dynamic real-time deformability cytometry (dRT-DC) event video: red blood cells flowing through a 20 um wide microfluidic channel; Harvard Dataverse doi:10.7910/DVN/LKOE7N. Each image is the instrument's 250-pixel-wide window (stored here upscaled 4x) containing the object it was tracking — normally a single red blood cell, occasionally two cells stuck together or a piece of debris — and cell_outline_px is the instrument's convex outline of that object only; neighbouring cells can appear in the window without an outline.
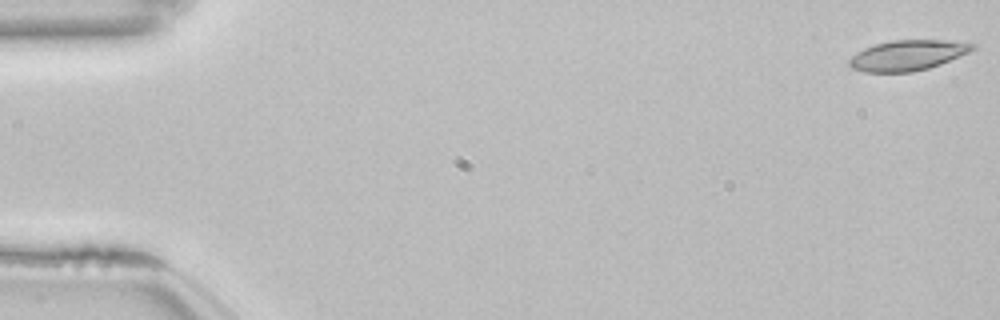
{"species": "common noctule bat (a hibernating species)", "species_latin": "Nyctalus noctula", "temperature_condition": "room temperature", "stored_images_in_passage": 54, "camera_frame_rate_fps": 3000, "um_per_image_px": 0.085, "animal": {"sex": "female", "body_mass_g": 22.7, "forearm_length_mm": 54.2}, "frame": {"image": 1, "passage_image": 1, "time_ms": 0.0, "image_size_px": [1000, 320], "cell_outline_px": [[976, 48], [968, 52], [940, 64], [928, 68], [912, 72], [864, 72], [852, 68], [848, 64], [848, 60], [856, 52], [864, 48], [876, 44], [892, 40], [940, 40], [976, 44]], "centroid_in_image_um": [77.1, 4.7], "position_along_channel_um": 7.9, "area_um2": 21.62}}
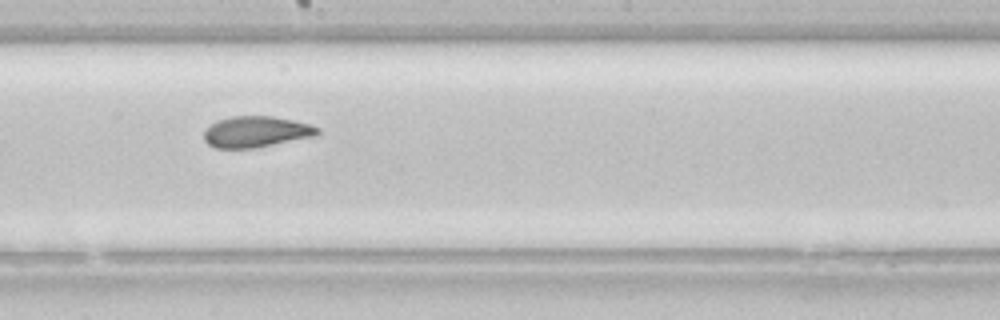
{"frame": {"image": 2, "passage_image": 30, "time_ms": 9.667, "image_size_px": [1000, 320], "cell_outline_px": [[320, 132], [316, 136], [252, 148], [216, 148], [208, 144], [204, 140], [204, 132], [216, 120], [232, 116], [272, 116], [292, 120], [308, 124], [320, 128]], "centroid_in_image_um": [21.76, 11.2], "position_along_channel_um": 226.4, "area_um2": 20.4}}
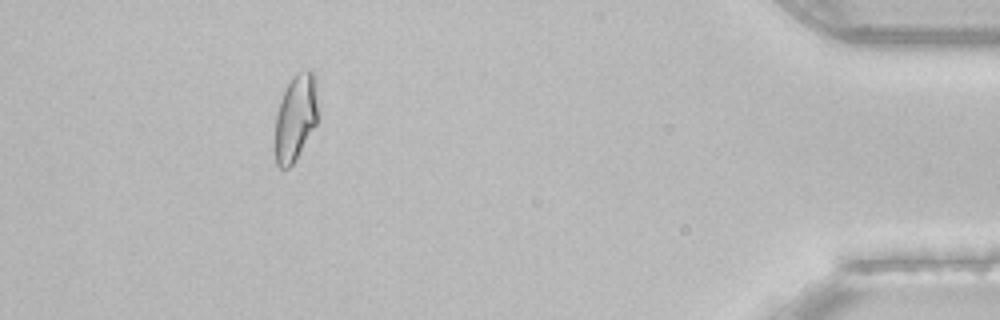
{"frame": {"image": 3, "passage_image": 49, "time_ms": 16.0, "image_size_px": [1000, 320], "cell_outline_px": [[316, 124], [296, 160], [288, 168], [280, 168], [276, 164], [276, 112], [280, 100], [292, 76], [296, 72], [308, 68], [312, 68], [316, 76]], "centroid_in_image_um": [25.13, 9.94], "position_along_channel_um": 410.1, "area_um2": 21.56}, "authors_computed_cell_mechanics": {"area_um2": 21.675, "velocity_mm_per_s": 3.8386, "shape_relaxation_time_tau1_ms": 7.8255, "shape_relaxation_time_tau2_ms": 2.1072, "deformation_change_tau1": 0.1684, "deformation_change_tau2": 0.0718}}